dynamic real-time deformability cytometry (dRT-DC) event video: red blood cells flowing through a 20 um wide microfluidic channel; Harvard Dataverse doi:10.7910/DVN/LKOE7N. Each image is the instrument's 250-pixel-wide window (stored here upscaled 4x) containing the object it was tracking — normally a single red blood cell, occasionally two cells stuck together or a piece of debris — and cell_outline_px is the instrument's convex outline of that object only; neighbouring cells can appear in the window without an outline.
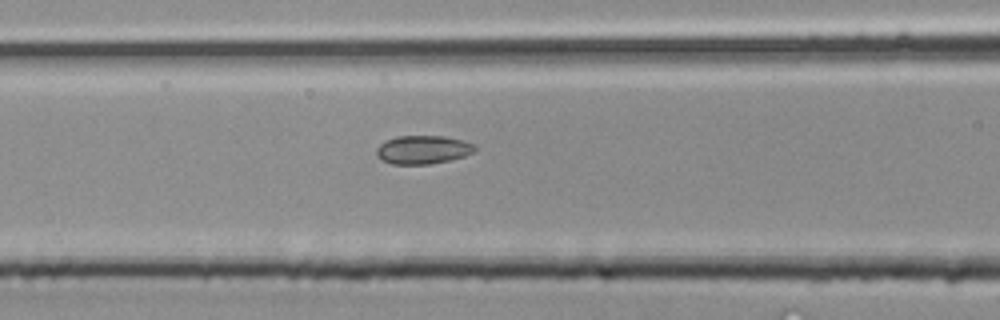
{"species": "common noctule bat (a hibernating species)", "species_latin": "Nyctalus noctula", "temperature_condition": "room temperature", "stored_images_in_passage": 31, "segment_of_instrument_passage": [2, 2], "camera_frame_rate_fps": 3000, "um_per_image_px": 0.085, "animal": {"sex": "male", "body_mass_g": 20.4}, "frame": {"image": 1, "passage_image": 15, "time_ms": 4.667, "image_size_px": [1000, 320], "cell_outline_px": [[476, 148], [472, 152], [464, 156], [452, 160], [428, 164], [392, 164], [380, 160], [376, 156], [376, 148], [380, 144], [396, 136], [444, 136], [464, 140], [476, 144]], "centroid_in_image_um": [35.95, 12.72], "position_along_channel_um": 130.7, "area_um2": 16.47}}
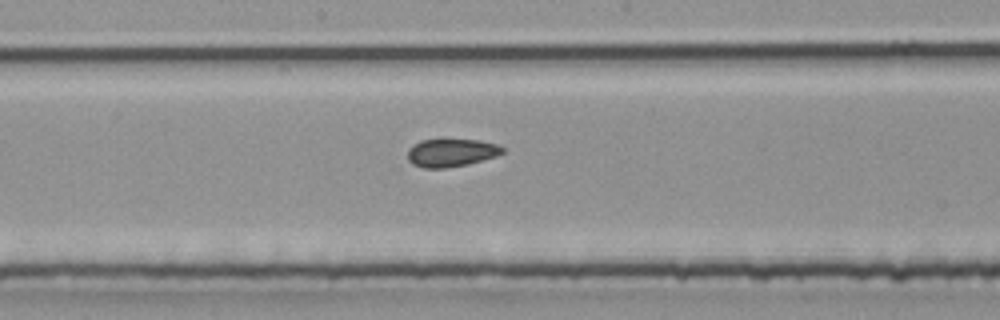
{"frame": {"image": 2, "passage_image": 19, "time_ms": 6.0, "image_size_px": [1000, 320], "cell_outline_px": [[504, 152], [496, 156], [468, 164], [444, 168], [424, 168], [412, 164], [408, 160], [408, 148], [412, 144], [420, 140], [480, 140], [496, 144], [504, 148]], "centroid_in_image_um": [38.33, 12.98], "position_along_channel_um": 209.9, "area_um2": 15.43}}
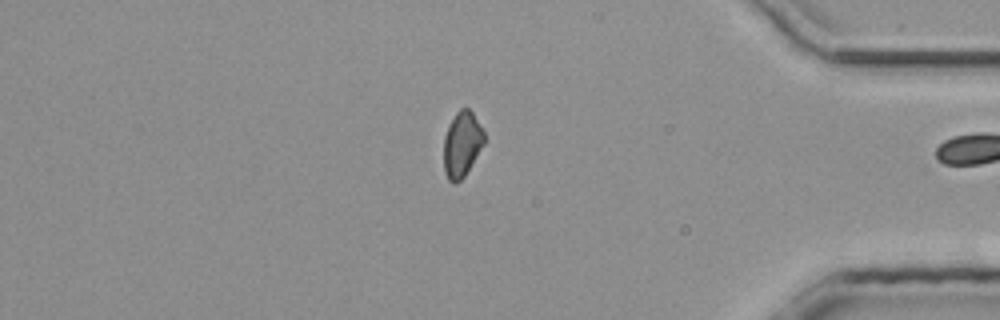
{"frame": {"image": 3, "passage_image": 30, "time_ms": 9.667, "image_size_px": [1000, 320], "cell_outline_px": [[484, 144], [464, 176], [456, 184], [452, 184], [448, 180], [444, 172], [444, 136], [448, 124], [456, 112], [460, 108], [468, 108], [472, 112], [484, 132]], "centroid_in_image_um": [39.24, 12.27], "position_along_channel_um": 396.0, "area_um2": 15.43}}